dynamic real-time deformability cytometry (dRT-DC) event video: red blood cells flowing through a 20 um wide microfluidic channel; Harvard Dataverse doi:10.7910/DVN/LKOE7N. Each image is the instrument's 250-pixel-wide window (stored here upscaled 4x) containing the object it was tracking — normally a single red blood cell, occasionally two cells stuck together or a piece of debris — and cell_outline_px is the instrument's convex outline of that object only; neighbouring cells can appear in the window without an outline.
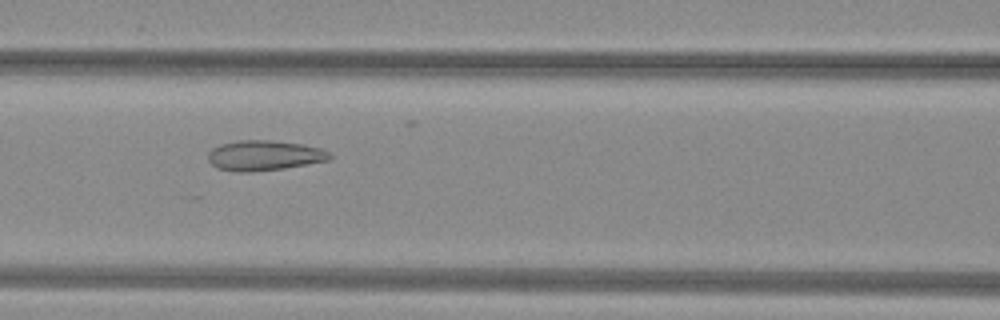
{"species": "common noctule bat (a hibernating species)", "species_latin": "Nyctalus noctula", "temperature_condition": "warm", "stored_images_in_passage": 51, "camera_frame_rate_fps": 3000, "um_per_image_px": 0.085, "animal": {"sex": "female", "body_mass_g": 29.2, "forearm_length_mm": 56.3}, "frame": {"image": 1, "passage_image": 24, "time_ms": 7.667, "image_size_px": [1000, 320], "cell_outline_px": [[332, 156], [328, 160], [284, 168], [252, 172], [236, 172], [216, 168], [208, 160], [208, 152], [212, 148], [220, 144], [240, 140], [268, 140], [304, 144], [320, 148], [328, 152]], "centroid_in_image_um": [22.42, 13.21], "position_along_channel_um": 144.2, "area_um2": 21.39}}
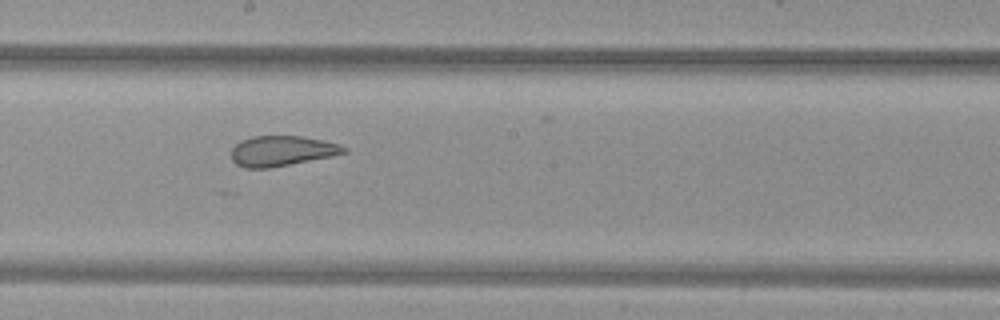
{"frame": {"image": 2, "passage_image": 30, "time_ms": 9.667, "image_size_px": [1000, 320], "cell_outline_px": [[348, 152], [332, 156], [268, 168], [244, 168], [236, 164], [232, 160], [232, 148], [240, 140], [252, 136], [300, 136], [324, 140], [340, 144], [348, 148]], "centroid_in_image_um": [23.97, 12.82], "position_along_channel_um": 224.2, "area_um2": 19.88}}
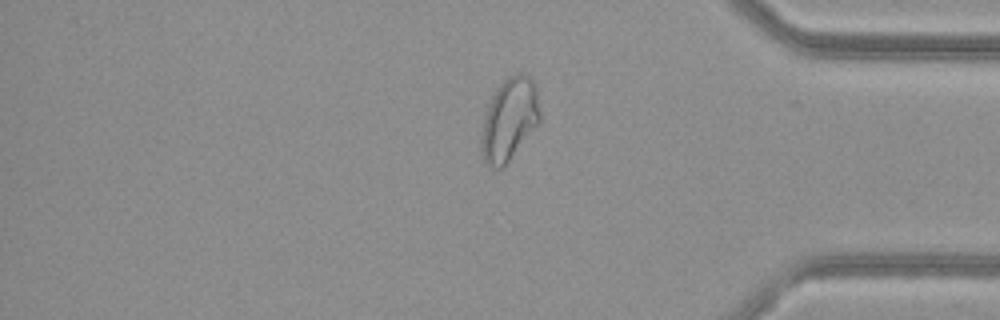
{"frame": {"image": 3, "passage_image": 44, "time_ms": 14.333, "image_size_px": [1000, 320], "cell_outline_px": [[540, 124], [504, 168], [488, 168], [484, 164], [480, 156], [480, 136], [484, 116], [488, 104], [492, 96], [500, 84], [508, 76], [516, 72], [524, 72], [532, 80], [536, 88], [540, 112]], "centroid_in_image_um": [43.27, 10.22], "position_along_channel_um": 391.9, "area_um2": 29.13}}